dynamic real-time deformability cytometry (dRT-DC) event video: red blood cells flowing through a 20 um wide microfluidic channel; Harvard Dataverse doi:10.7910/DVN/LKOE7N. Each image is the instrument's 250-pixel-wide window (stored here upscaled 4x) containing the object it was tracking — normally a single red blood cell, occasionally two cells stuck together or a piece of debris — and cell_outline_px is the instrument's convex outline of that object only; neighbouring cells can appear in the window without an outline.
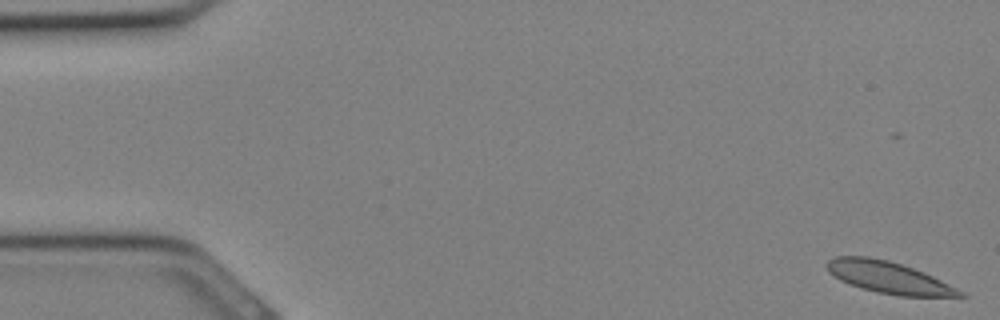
{"species": "Egyptian fruit bat (a non-hibernating species)", "species_latin": "Rousettus aegyptiacus", "temperature_condition": "cold", "stored_images_in_passage": 11, "camera_frame_rate_fps": 3000, "um_per_image_px": 0.085, "animal": {"sex": "female"}, "frame": {"image": 1, "passage_image": 2, "time_ms": 0.333, "image_size_px": [1000, 320], "cell_outline_px": [[968, 296], [900, 296], [876, 292], [840, 280], [828, 272], [824, 264], [828, 260], [836, 256], [868, 256], [888, 260], [924, 272], [964, 292]], "centroid_in_image_um": [75.49, 23.57], "position_along_channel_um": 9.5, "area_um2": 24.33}}
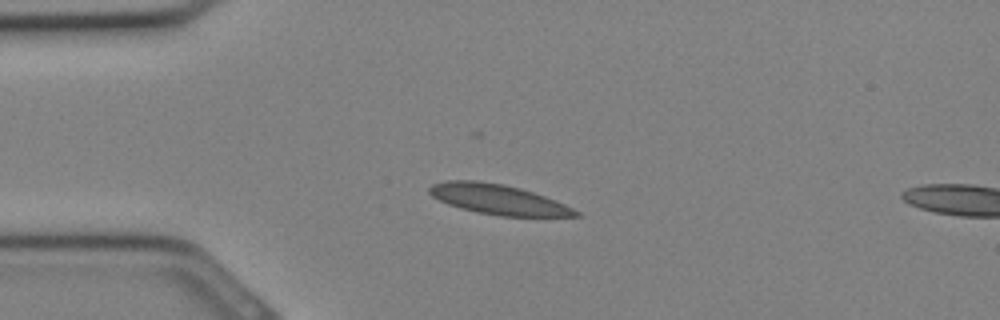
{"frame": {"image": 2, "passage_image": 9, "time_ms": 2.667, "image_size_px": [1000, 320], "cell_outline_px": [[580, 216], [500, 216], [476, 212], [460, 208], [448, 204], [432, 196], [428, 192], [428, 188], [432, 184], [448, 180], [476, 180], [504, 184], [520, 188], [556, 200], [580, 212]], "centroid_in_image_um": [42.32, 16.94], "position_along_channel_um": 42.7, "area_um2": 25.49}}